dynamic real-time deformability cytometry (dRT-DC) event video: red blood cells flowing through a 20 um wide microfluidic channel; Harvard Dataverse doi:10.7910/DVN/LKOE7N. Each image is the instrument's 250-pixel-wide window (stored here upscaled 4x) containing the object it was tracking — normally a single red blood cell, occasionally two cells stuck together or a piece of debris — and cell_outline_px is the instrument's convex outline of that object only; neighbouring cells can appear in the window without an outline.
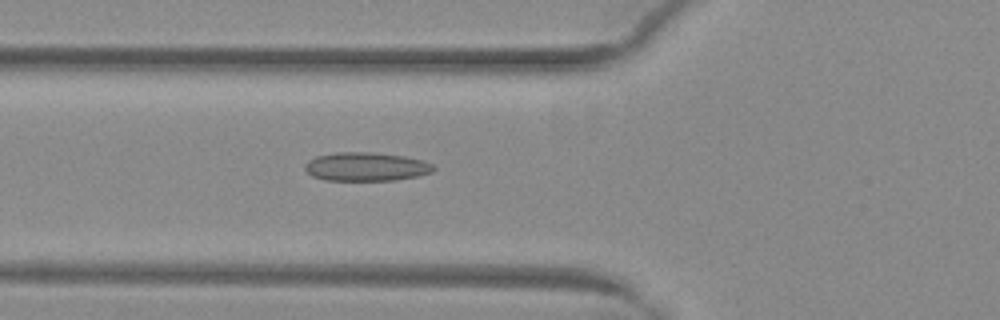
{"species": "common noctule bat (a hibernating species)", "species_latin": "Nyctalus noctula", "temperature_condition": "warm", "stored_images_in_passage": 53, "camera_frame_rate_fps": 3000, "um_per_image_px": 0.085, "animal": {"sex": "female", "body_mass_g": 29.2, "forearm_length_mm": 56.3}, "frame": {"image": 1, "passage_image": 21, "time_ms": 6.667, "image_size_px": [1000, 320], "cell_outline_px": [[436, 168], [432, 172], [416, 176], [396, 180], [324, 180], [312, 176], [304, 168], [304, 164], [308, 160], [316, 156], [336, 152], [372, 152], [404, 156], [424, 160], [432, 164]], "centroid_in_image_um": [31.11, 14.16], "position_along_channel_um": 94.7, "area_um2": 21.56}}
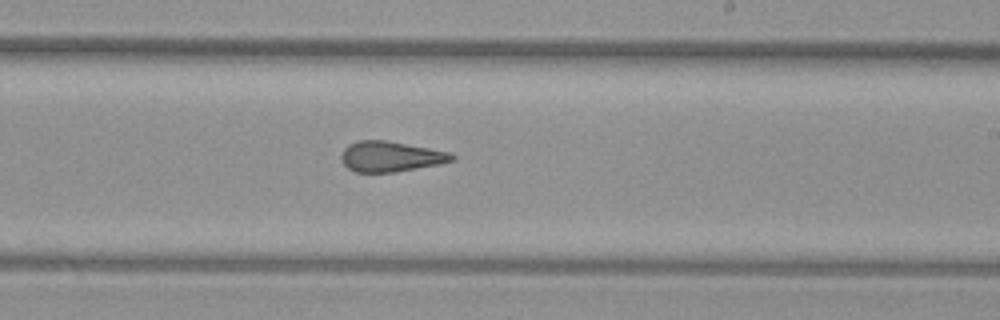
{"frame": {"image": 2, "passage_image": 33, "time_ms": 10.667, "image_size_px": [1000, 320], "cell_outline_px": [[456, 160], [440, 164], [396, 172], [356, 172], [348, 168], [340, 160], [340, 156], [344, 148], [348, 144], [360, 140], [388, 140], [452, 152], [456, 156]], "centroid_in_image_um": [33.24, 13.3], "position_along_channel_um": 255.8, "area_um2": 19.94}}
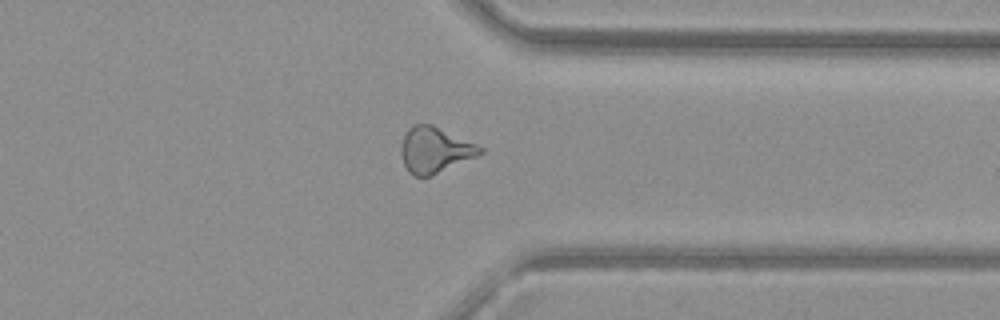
{"frame": {"image": 3, "passage_image": 42, "time_ms": 13.667, "image_size_px": [1000, 320], "cell_outline_px": [[484, 152], [476, 156], [428, 176], [416, 176], [408, 172], [404, 164], [400, 152], [400, 148], [404, 136], [408, 128], [412, 124], [432, 124], [476, 144], [484, 148]], "centroid_in_image_um": [36.93, 12.72], "position_along_channel_um": 374.5, "area_um2": 20.69}, "authors_computed_cell_mechanics": {"area_um2": 20.9814, "velocity_mm_per_s": 4.0275, "shape_relaxation_time_tau1_ms": null, "shape_relaxation_time_tau2_ms": 2.2326, "deformation_change_tau1": null, "deformation_change_tau2": 0.1081}}